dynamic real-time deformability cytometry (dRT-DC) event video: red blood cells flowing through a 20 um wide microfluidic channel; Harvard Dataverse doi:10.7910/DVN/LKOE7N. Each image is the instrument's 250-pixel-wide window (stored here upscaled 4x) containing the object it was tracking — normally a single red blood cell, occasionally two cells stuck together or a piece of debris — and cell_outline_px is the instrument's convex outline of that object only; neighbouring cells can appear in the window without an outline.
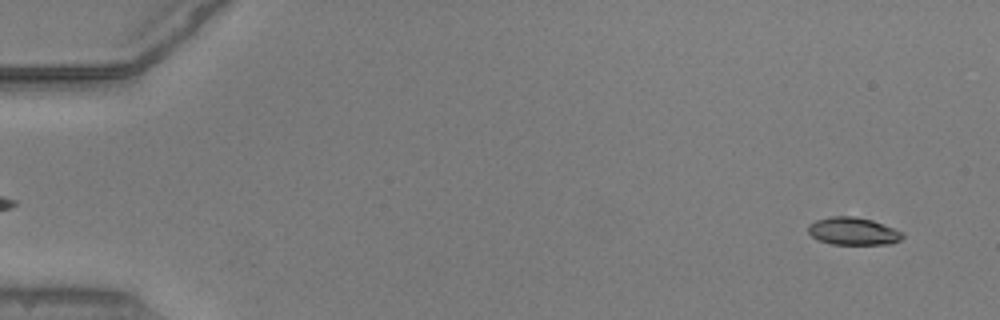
{"species": "common noctule bat (a hibernating species)", "species_latin": "Nyctalus noctula", "temperature_condition": "warm", "stored_images_in_passage": 18, "camera_frame_rate_fps": 3000, "um_per_image_px": 0.085, "animal": {"sex": "male", "body_mass_g": 20.5, "forearm_length_mm": 52.5}, "frame": {"image": 1, "passage_image": 3, "time_ms": 0.667, "image_size_px": [1000, 320], "cell_outline_px": [[904, 236], [900, 240], [892, 244], [832, 244], [820, 240], [812, 236], [808, 232], [808, 224], [816, 220], [832, 216], [852, 216], [872, 220], [904, 232]], "centroid_in_image_um": [72.53, 19.65], "position_along_channel_um": 12.5, "area_um2": 15.14}}
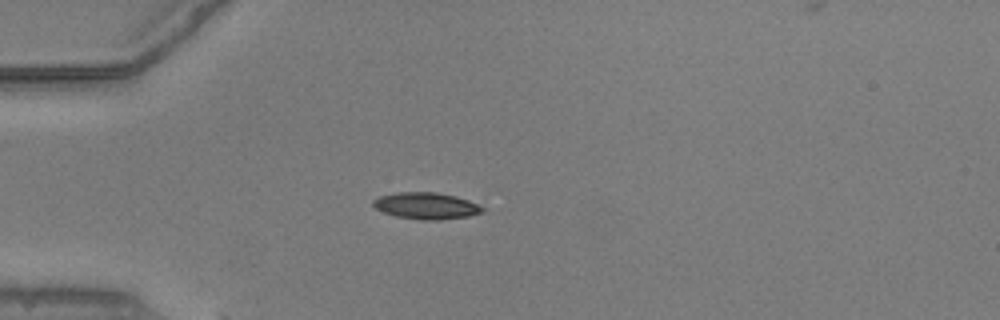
{"frame": {"image": 2, "passage_image": 15, "time_ms": 4.667, "image_size_px": [1000, 320], "cell_outline_px": [[484, 212], [468, 216], [440, 220], [420, 220], [396, 216], [384, 212], [376, 208], [372, 204], [372, 200], [380, 196], [396, 192], [436, 192], [456, 196], [468, 200], [484, 208]], "centroid_in_image_um": [36.22, 17.49], "position_along_channel_um": 48.8, "area_um2": 16.94}}